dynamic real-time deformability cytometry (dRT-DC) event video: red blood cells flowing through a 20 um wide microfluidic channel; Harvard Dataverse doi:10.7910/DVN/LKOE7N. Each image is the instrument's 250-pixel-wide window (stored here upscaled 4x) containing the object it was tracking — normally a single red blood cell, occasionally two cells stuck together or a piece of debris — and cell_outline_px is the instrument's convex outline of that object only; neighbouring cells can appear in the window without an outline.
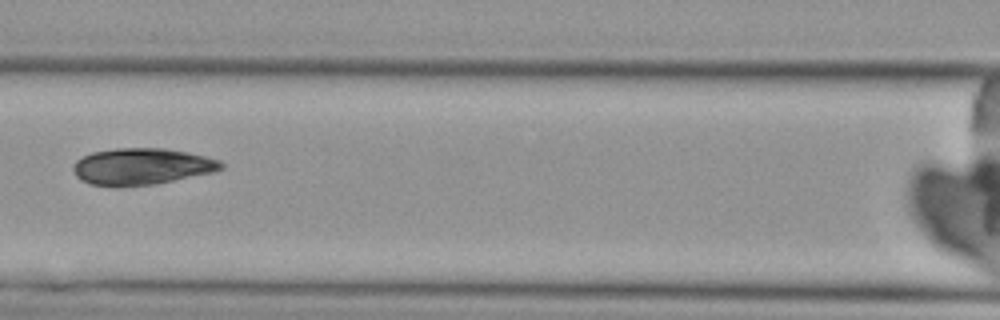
{"species": "Egyptian fruit bat (a non-hibernating species)", "species_latin": "Rousettus aegyptiacus", "temperature_condition": "cold", "stored_images_in_passage": 5, "camera_frame_rate_fps": 3000, "um_per_image_px": 0.085, "animal": {"sex": "female"}, "frame": {"image": 1, "passage_image": 3, "time_ms": 2.333, "image_size_px": [1000, 320], "cell_outline_px": [[224, 168], [216, 172], [152, 184], [88, 184], [80, 180], [76, 176], [72, 168], [72, 164], [76, 160], [92, 152], [116, 148], [164, 148], [188, 152], [220, 160], [224, 164]], "centroid_in_image_um": [12.07, 14.12], "position_along_channel_um": 154.5, "area_um2": 31.04}}
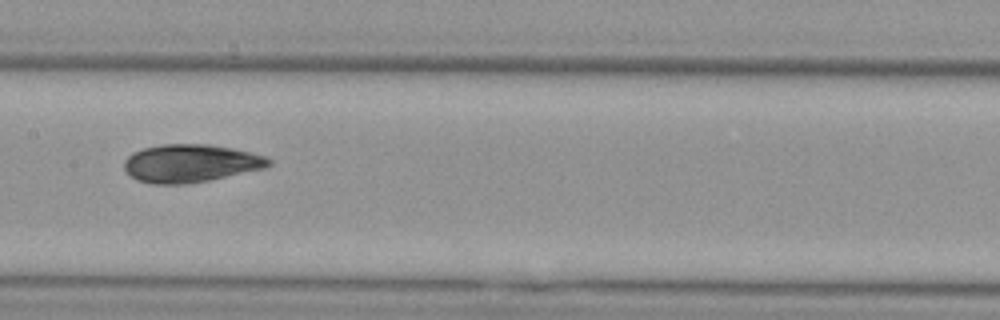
{"frame": {"image": 2, "passage_image": 4, "time_ms": 3.333, "image_size_px": [1000, 320], "cell_outline_px": [[272, 164], [264, 168], [208, 180], [184, 184], [152, 184], [136, 180], [124, 168], [124, 160], [132, 152], [144, 148], [164, 144], [208, 144], [232, 148], [268, 156], [272, 160]], "centroid_in_image_um": [16.2, 13.87], "position_along_channel_um": 191.2, "area_um2": 31.91}}
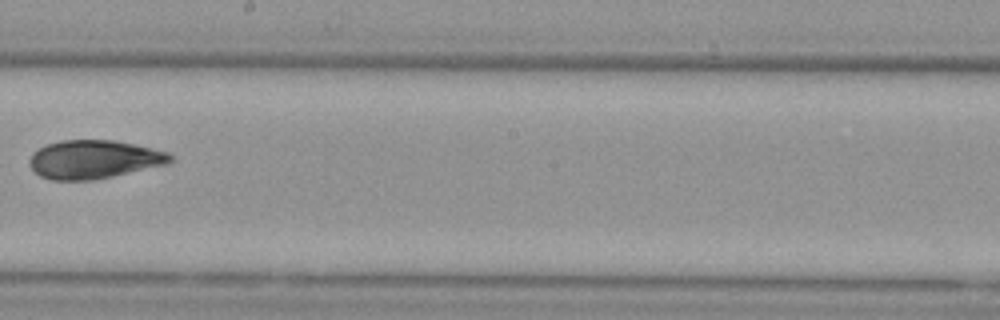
{"frame": {"image": 3, "passage_image": 5, "time_ms": 4.667, "image_size_px": [1000, 320], "cell_outline_px": [[172, 160], [168, 164], [112, 176], [92, 180], [52, 180], [40, 176], [32, 168], [32, 156], [40, 148], [48, 144], [60, 140], [116, 140], [136, 144], [168, 152], [172, 156]], "centroid_in_image_um": [8.04, 13.54], "position_along_channel_um": 240.2, "area_um2": 31.21}}